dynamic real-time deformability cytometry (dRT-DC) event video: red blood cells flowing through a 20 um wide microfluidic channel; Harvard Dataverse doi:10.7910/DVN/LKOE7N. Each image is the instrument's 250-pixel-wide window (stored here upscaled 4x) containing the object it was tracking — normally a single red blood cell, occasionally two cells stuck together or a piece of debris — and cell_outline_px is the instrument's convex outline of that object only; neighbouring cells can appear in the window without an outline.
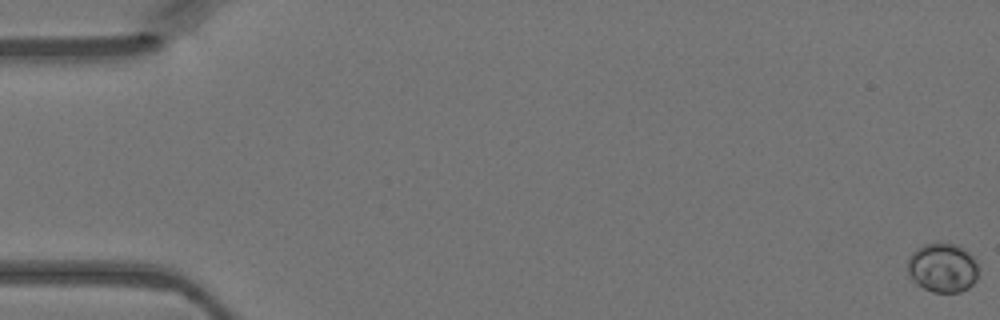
{"species": "Egyptian fruit bat (a non-hibernating species)", "species_latin": "Rousettus aegyptiacus", "temperature_condition": "warm", "stored_images_in_passage": 49, "camera_frame_rate_fps": 3000, "um_per_image_px": 0.085, "animal": {"sex": "female"}, "frame": {"image": 1, "passage_image": 1, "time_ms": 0.0, "image_size_px": [1000, 320], "cell_outline_px": [[980, 268], [976, 280], [968, 288], [960, 292], [932, 292], [916, 284], [908, 272], [908, 256], [916, 248], [924, 244], [940, 240], [956, 244], [968, 252], [976, 260]], "centroid_in_image_um": [80.13, 22.72], "position_along_channel_um": 4.9, "area_um2": 20.87}}
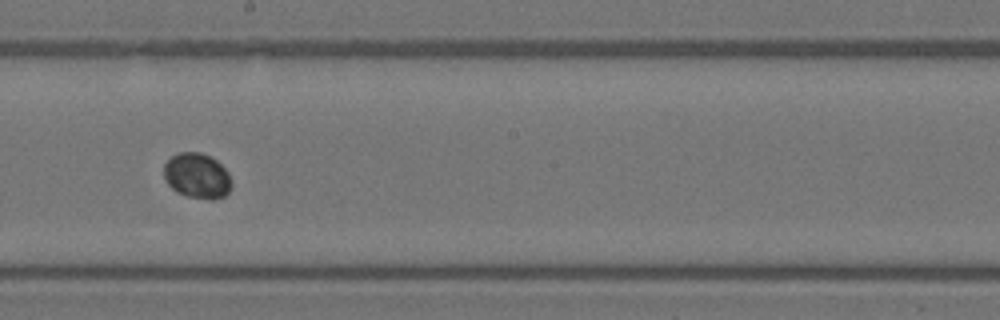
{"frame": {"image": 2, "passage_image": 28, "time_ms": 9.0, "image_size_px": [1000, 320], "cell_outline_px": [[232, 188], [224, 196], [212, 200], [208, 200], [188, 196], [176, 192], [168, 184], [164, 176], [164, 164], [172, 156], [180, 152], [200, 152], [216, 160], [228, 172], [232, 180]], "centroid_in_image_um": [16.77, 14.96], "position_along_channel_um": 231.4, "area_um2": 17.92}}
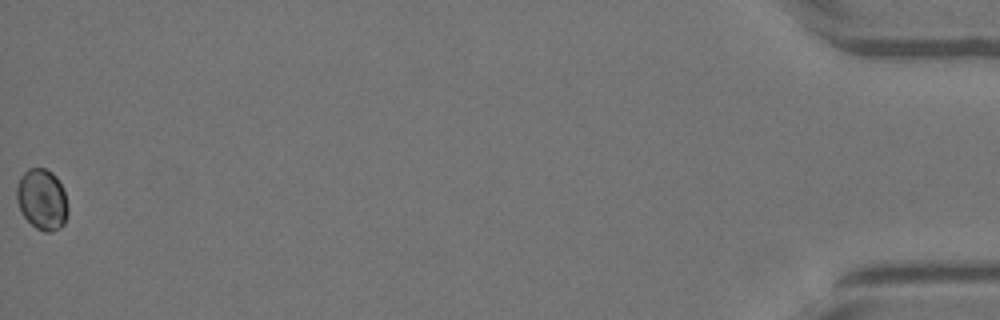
{"frame": {"image": 3, "passage_image": 49, "time_ms": 16.0, "image_size_px": [1000, 320], "cell_outline_px": [[68, 216], [64, 224], [60, 228], [52, 232], [44, 232], [36, 228], [24, 216], [16, 200], [16, 188], [20, 176], [28, 168], [44, 168], [52, 172], [56, 176], [64, 188], [68, 204]], "centroid_in_image_um": [3.6, 16.95], "position_along_channel_um": 431.6, "area_um2": 18.5}}